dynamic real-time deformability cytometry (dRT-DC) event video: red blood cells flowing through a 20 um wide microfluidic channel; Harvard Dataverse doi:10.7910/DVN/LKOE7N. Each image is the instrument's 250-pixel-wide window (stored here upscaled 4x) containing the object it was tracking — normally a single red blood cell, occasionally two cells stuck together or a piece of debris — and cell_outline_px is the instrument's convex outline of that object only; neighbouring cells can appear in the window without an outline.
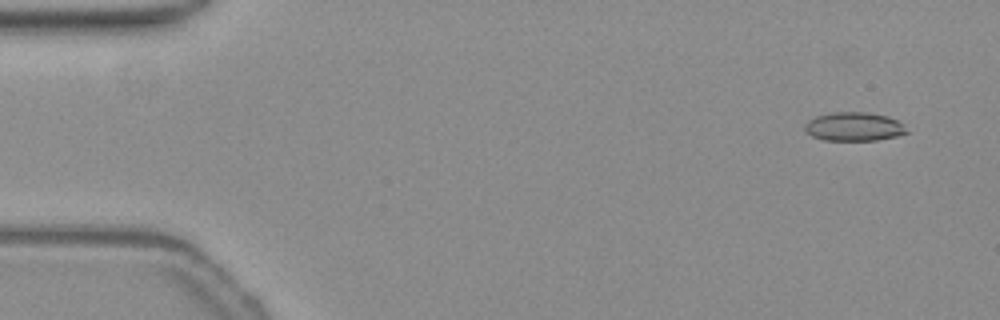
{"species": "common noctule bat (a hibernating species)", "species_latin": "Nyctalus noctula", "temperature_condition": "warm", "stored_images_in_passage": 54, "camera_frame_rate_fps": 3000, "um_per_image_px": 0.085, "animal": {"sex": "female", "body_mass_g": 19.3, "forearm_length_mm": 54.1}, "frame": {"image": 1, "passage_image": 4, "time_ms": 1.0, "image_size_px": [1000, 320], "cell_outline_px": [[908, 132], [896, 136], [876, 140], [824, 140], [812, 136], [804, 128], [804, 124], [808, 120], [816, 116], [832, 112], [868, 112], [888, 116], [896, 120]], "centroid_in_image_um": [72.54, 10.75], "position_along_channel_um": 12.5, "area_um2": 16.88}}
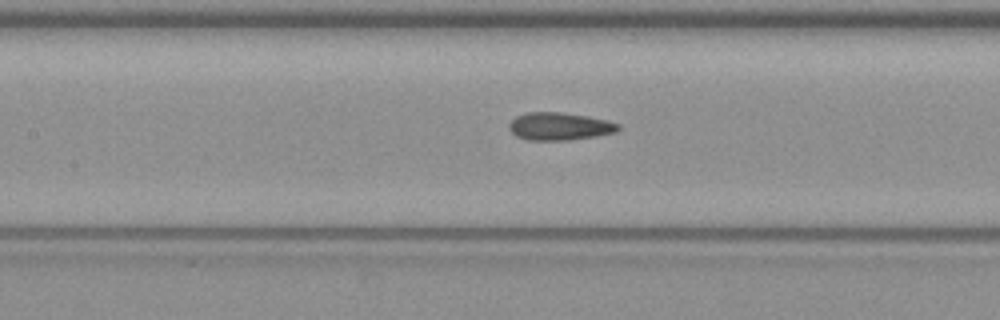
{"frame": {"image": 2, "passage_image": 25, "time_ms": 8.0, "image_size_px": [1000, 320], "cell_outline_px": [[620, 128], [616, 132], [596, 136], [568, 140], [528, 140], [516, 136], [508, 128], [508, 124], [516, 116], [528, 112], [560, 112], [584, 116], [604, 120], [620, 124]], "centroid_in_image_um": [47.52, 10.74], "position_along_channel_um": 159.9, "area_um2": 17.46}}
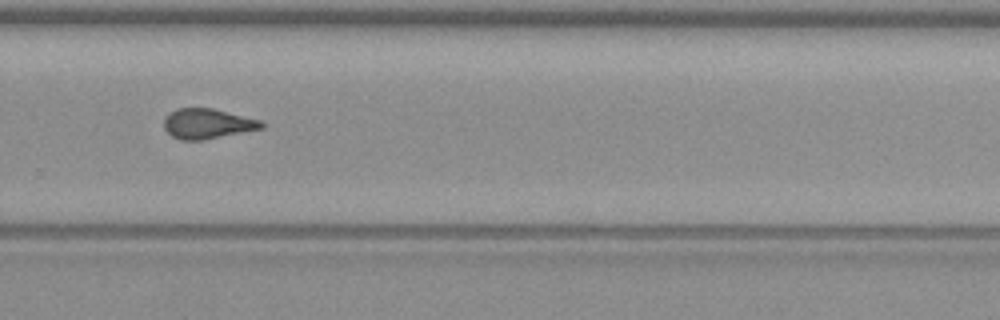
{"frame": {"image": 3, "passage_image": 37, "time_ms": 12.0, "image_size_px": [1000, 320], "cell_outline_px": [[264, 128], [204, 140], [180, 140], [172, 136], [164, 128], [164, 116], [168, 112], [176, 108], [212, 108], [260, 120], [264, 124]], "centroid_in_image_um": [17.59, 10.51], "position_along_channel_um": 312.2, "area_um2": 17.17}, "authors_computed_cell_mechanics": {"area_um2": 17.1666, "velocity_mm_per_s": 3.8227, "shape_relaxation_time_tau1_ms": null, "shape_relaxation_time_tau2_ms": 1.4171, "deformation_change_tau1": null, "deformation_change_tau2": 0.0853}}